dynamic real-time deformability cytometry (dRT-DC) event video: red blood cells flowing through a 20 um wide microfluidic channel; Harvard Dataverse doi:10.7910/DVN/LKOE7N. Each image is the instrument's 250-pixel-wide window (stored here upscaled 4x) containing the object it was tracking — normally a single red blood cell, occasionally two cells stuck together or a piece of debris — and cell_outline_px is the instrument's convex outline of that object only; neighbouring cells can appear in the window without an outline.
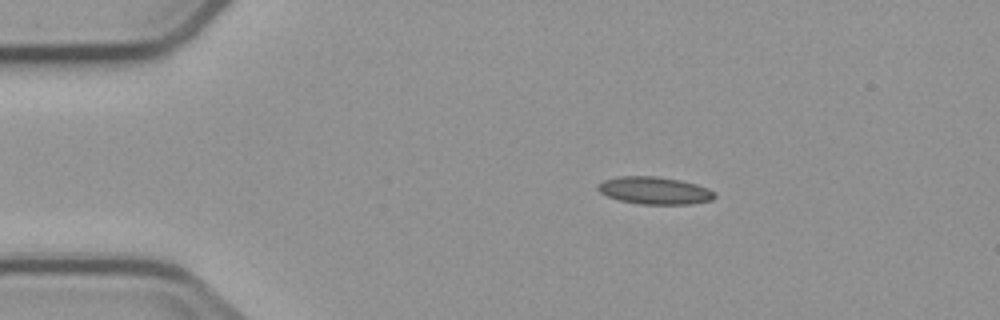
{"species": "common noctule bat (a hibernating species)", "species_latin": "Nyctalus noctula", "temperature_condition": "cold", "stored_images_in_passage": 8, "camera_frame_rate_fps": 3000, "um_per_image_px": 0.085, "animal": {"sex": "male", "body_mass_g": 23.1, "forearm_length_mm": 52.7}, "frame": {"image": 1, "passage_image": 3, "time_ms": 2.333, "image_size_px": [1000, 320], "cell_outline_px": [[716, 196], [712, 200], [688, 204], [640, 204], [620, 200], [608, 196], [600, 192], [596, 188], [596, 184], [604, 180], [616, 176], [656, 176], [680, 180], [696, 184], [708, 188], [716, 192]], "centroid_in_image_um": [55.63, 16.18], "position_along_channel_um": 29.4, "area_um2": 18.73}}
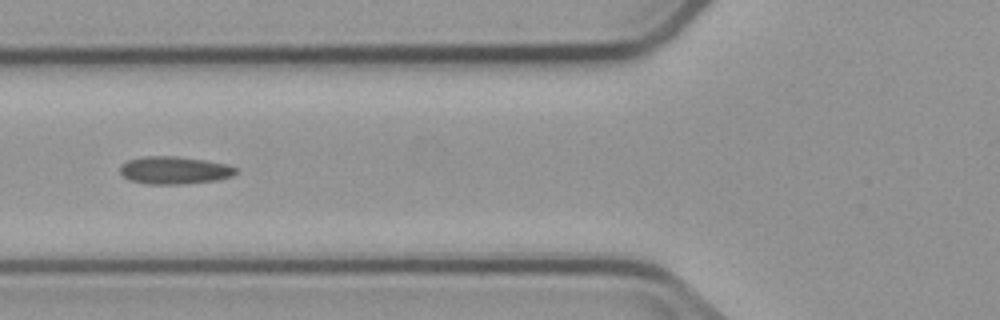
{"frame": {"image": 2, "passage_image": 6, "time_ms": 6.0, "image_size_px": [1000, 320], "cell_outline_px": [[236, 172], [232, 176], [216, 180], [180, 184], [148, 184], [128, 180], [120, 172], [120, 168], [128, 160], [144, 156], [176, 156], [204, 160], [224, 164], [236, 168]], "centroid_in_image_um": [14.79, 14.47], "position_along_channel_um": 111.0, "area_um2": 18.38}}
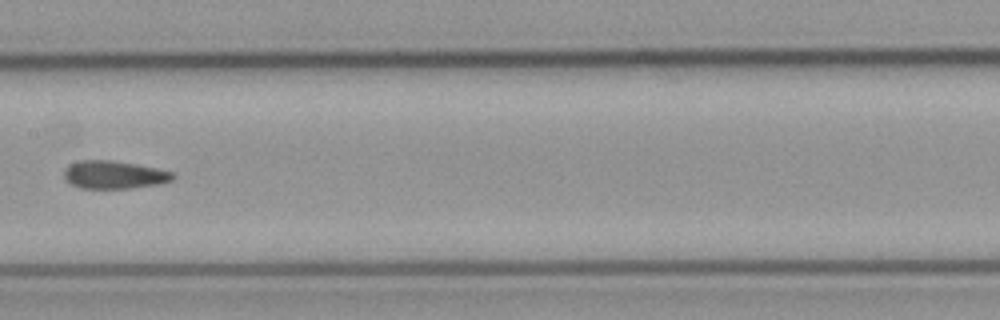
{"frame": {"image": 3, "passage_image": 8, "time_ms": 8.333, "image_size_px": [1000, 320], "cell_outline_px": [[176, 176], [172, 180], [160, 184], [132, 188], [80, 188], [64, 180], [64, 168], [80, 160], [112, 160], [136, 164], [156, 168], [172, 172]], "centroid_in_image_um": [9.7, 14.86], "position_along_channel_um": 197.7, "area_um2": 17.74}}